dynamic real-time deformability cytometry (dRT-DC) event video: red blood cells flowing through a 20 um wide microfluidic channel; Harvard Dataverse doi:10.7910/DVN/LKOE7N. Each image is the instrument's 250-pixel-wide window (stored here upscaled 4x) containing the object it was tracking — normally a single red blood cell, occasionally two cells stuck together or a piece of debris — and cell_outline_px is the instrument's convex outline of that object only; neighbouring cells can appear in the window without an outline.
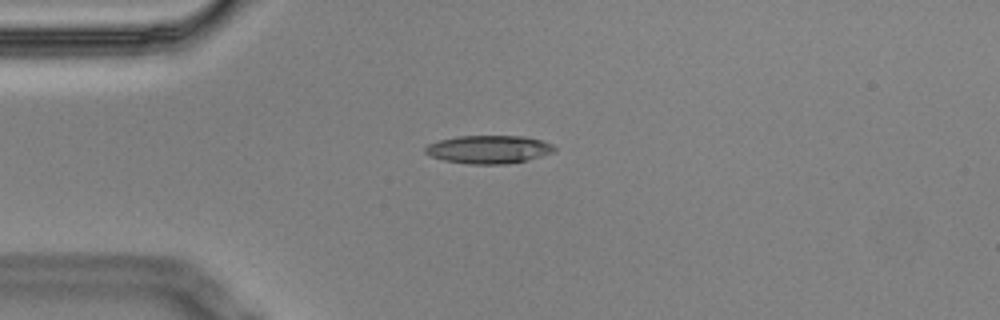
{"species": "Egyptian fruit bat (a non-hibernating species)", "species_latin": "Rousettus aegyptiacus", "temperature_condition": "cold", "stored_images_in_passage": 3, "camera_frame_rate_fps": 3000, "um_per_image_px": 0.085, "animal": {"sex": "male"}, "frame": {"image": 1, "passage_image": 3, "time_ms": 0.667, "image_size_px": [1000, 320], "cell_outline_px": [[556, 148], [552, 152], [540, 156], [524, 160], [504, 164], [468, 164], [444, 160], [428, 156], [424, 152], [424, 148], [428, 144], [440, 140], [456, 136], [524, 136], [540, 140], [552, 144]], "centroid_in_image_um": [41.48, 12.69], "position_along_channel_um": 43.5, "area_um2": 21.04}}